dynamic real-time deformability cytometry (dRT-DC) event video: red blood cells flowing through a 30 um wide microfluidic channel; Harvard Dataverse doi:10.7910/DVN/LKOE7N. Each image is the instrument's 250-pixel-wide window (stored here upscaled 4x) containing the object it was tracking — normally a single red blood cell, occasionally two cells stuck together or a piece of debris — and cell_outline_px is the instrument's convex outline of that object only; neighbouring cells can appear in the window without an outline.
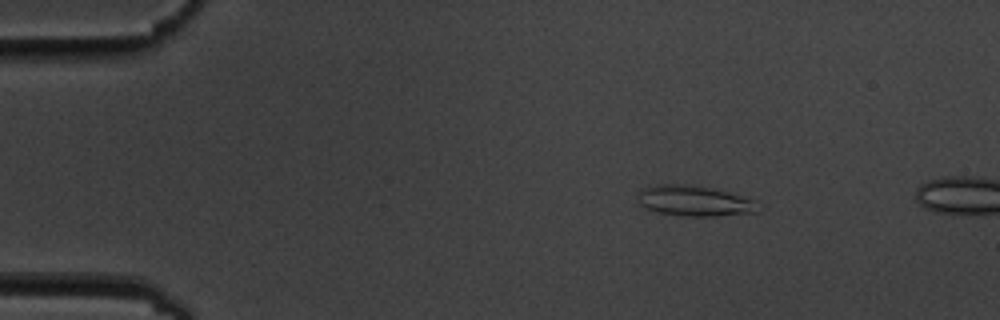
{"species": "common noctule bat (a hibernating species)", "species_latin": "Nyctalus noctula", "temperature_condition": "cold", "stored_images_in_passage": 4, "camera_frame_rate_fps": 3000, "um_per_image_px": 0.085, "animal": {"sex": "male", "body_mass_g": 19.5, "forearm_length_mm": 54.6}, "frame": {"image": 1, "passage_image": 2, "time_ms": 2.0, "image_size_px": [1000, 320], "cell_outline_px": [[760, 212], [716, 216], [684, 216], [656, 212], [640, 204], [636, 196], [644, 188], [660, 184], [692, 184], [728, 192], [752, 200]], "centroid_in_image_um": [58.98, 17.08], "position_along_channel_um": 26.0, "area_um2": 21.15}}